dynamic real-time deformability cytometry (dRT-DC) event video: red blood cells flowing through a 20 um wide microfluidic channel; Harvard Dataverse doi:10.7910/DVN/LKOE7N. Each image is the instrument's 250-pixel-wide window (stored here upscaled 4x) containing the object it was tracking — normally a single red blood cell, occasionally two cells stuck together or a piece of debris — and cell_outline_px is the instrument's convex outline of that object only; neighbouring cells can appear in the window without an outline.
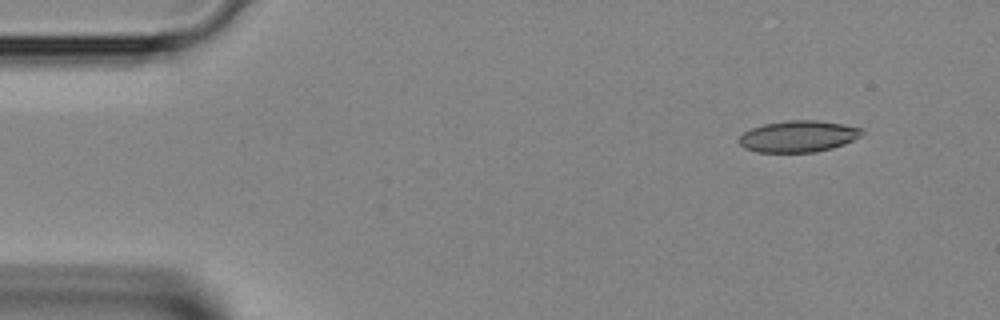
{"species": "Egyptian fruit bat (a non-hibernating species)", "species_latin": "Rousettus aegyptiacus", "temperature_condition": "room temperature", "stored_images_in_passage": 2, "camera_frame_rate_fps": 3000, "um_per_image_px": 0.085, "animal": {"sex": "female"}, "frame": {"image": 1, "passage_image": 2, "time_ms": 0.333, "image_size_px": [1000, 320], "cell_outline_px": [[864, 132], [860, 136], [844, 144], [832, 148], [816, 152], [756, 152], [744, 148], [740, 144], [740, 136], [744, 132], [752, 128], [764, 124], [788, 120], [816, 120], [844, 124], [864, 128]], "centroid_in_image_um": [67.88, 11.59], "position_along_channel_um": 17.1, "area_um2": 22.54}}